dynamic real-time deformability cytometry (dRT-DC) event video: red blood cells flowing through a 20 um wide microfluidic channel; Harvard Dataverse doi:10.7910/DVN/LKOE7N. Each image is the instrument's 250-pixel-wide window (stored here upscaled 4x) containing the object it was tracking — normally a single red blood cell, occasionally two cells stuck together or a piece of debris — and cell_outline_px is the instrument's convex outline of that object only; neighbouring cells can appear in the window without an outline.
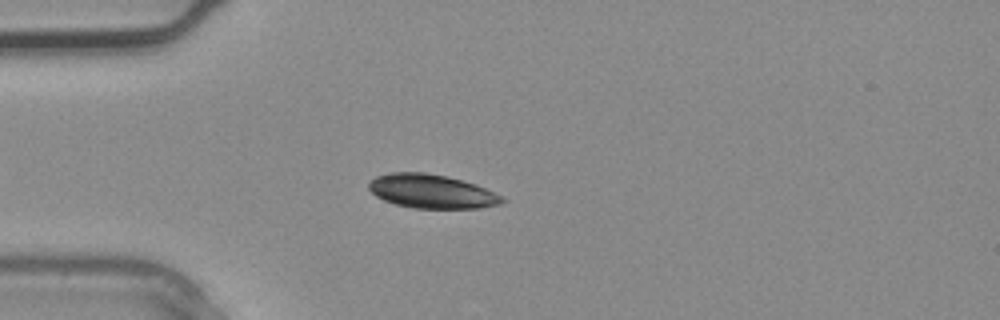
{"species": "common noctule bat (a hibernating species)", "species_latin": "Nyctalus noctula", "temperature_condition": "warm", "stored_images_in_passage": 2, "camera_frame_rate_fps": 3000, "um_per_image_px": 0.085, "animal": {"sex": "male", "body_mass_g": 20.4}, "frame": {"image": 1, "passage_image": 2, "time_ms": 0.333, "image_size_px": [1000, 320], "cell_outline_px": [[504, 200], [500, 204], [480, 208], [416, 208], [396, 204], [384, 200], [376, 196], [368, 188], [368, 180], [376, 176], [388, 172], [424, 172], [448, 176], [476, 184], [504, 196]], "centroid_in_image_um": [36.68, 16.25], "position_along_channel_um": 48.3, "area_um2": 26.47}}